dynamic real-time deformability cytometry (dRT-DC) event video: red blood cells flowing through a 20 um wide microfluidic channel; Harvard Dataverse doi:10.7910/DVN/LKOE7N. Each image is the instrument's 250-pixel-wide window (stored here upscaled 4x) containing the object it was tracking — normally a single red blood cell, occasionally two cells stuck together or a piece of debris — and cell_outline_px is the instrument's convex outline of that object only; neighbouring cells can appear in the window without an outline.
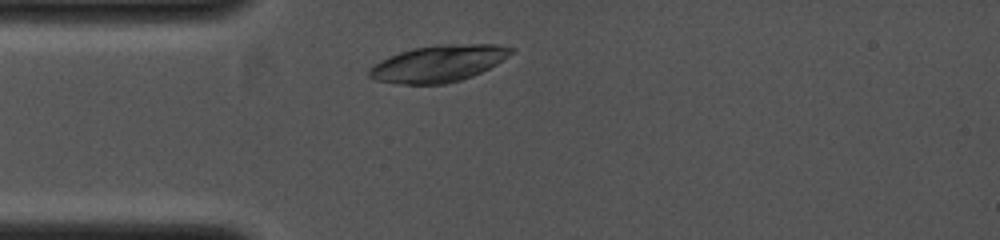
{"species": "common noctule bat (a hibernating species)", "species_latin": "Nyctalus noctula", "temperature_condition": "cold", "stored_images_in_passage": 29, "camera_frame_rate_fps": 4000, "um_per_image_px": 0.085, "animal": {"sex": "female", "body_mass_g": 19.0, "forearm_length_mm": 53.3}, "frame": {"image": 1, "passage_image": 3, "time_ms": 0.5, "image_size_px": [1000, 240], "cell_outline_px": [[516, 48], [508, 56], [496, 64], [472, 76], [460, 80], [444, 84], [400, 84], [376, 80], [368, 76], [368, 72], [372, 64], [388, 56], [412, 48], [436, 44], [496, 44]], "centroid_in_image_um": [37.24, 5.39], "position_along_channel_um": 47.8, "area_um2": 30.4}}
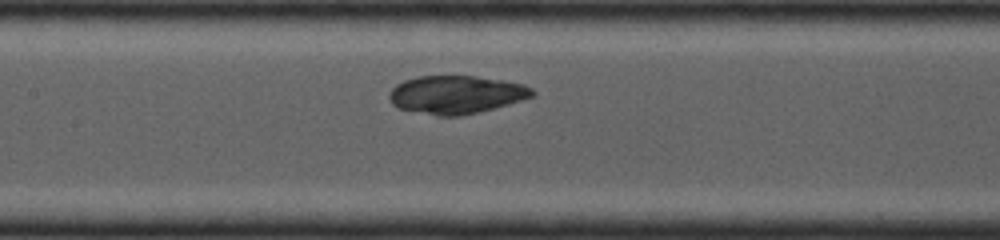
{"frame": {"image": 2, "passage_image": 12, "time_ms": 2.75, "image_size_px": [1000, 240], "cell_outline_px": [[536, 96], [508, 104], [460, 116], [436, 116], [396, 108], [392, 104], [388, 96], [392, 88], [396, 84], [404, 80], [420, 76], [476, 76], [504, 80], [524, 84], [532, 88], [536, 92]], "centroid_in_image_um": [38.77, 8.04], "position_along_channel_um": 168.6, "area_um2": 31.96}}
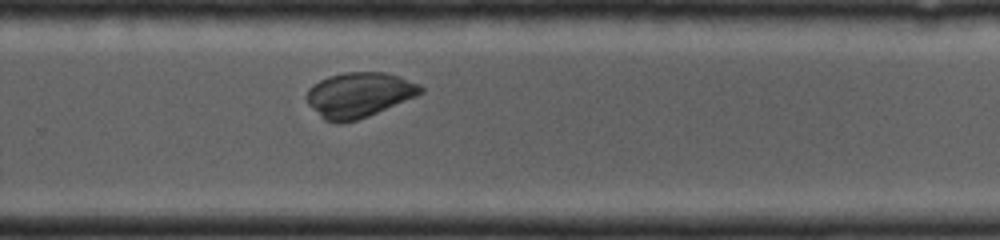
{"frame": {"image": 3, "passage_image": 21, "time_ms": 5.0, "image_size_px": [1000, 240], "cell_outline_px": [[424, 92], [416, 96], [368, 116], [356, 120], [340, 124], [336, 124], [324, 120], [308, 104], [304, 96], [308, 88], [312, 84], [328, 76], [344, 72], [384, 72], [420, 84], [424, 88]], "centroid_in_image_um": [30.46, 8.07], "position_along_channel_um": 299.3, "area_um2": 30.0}}